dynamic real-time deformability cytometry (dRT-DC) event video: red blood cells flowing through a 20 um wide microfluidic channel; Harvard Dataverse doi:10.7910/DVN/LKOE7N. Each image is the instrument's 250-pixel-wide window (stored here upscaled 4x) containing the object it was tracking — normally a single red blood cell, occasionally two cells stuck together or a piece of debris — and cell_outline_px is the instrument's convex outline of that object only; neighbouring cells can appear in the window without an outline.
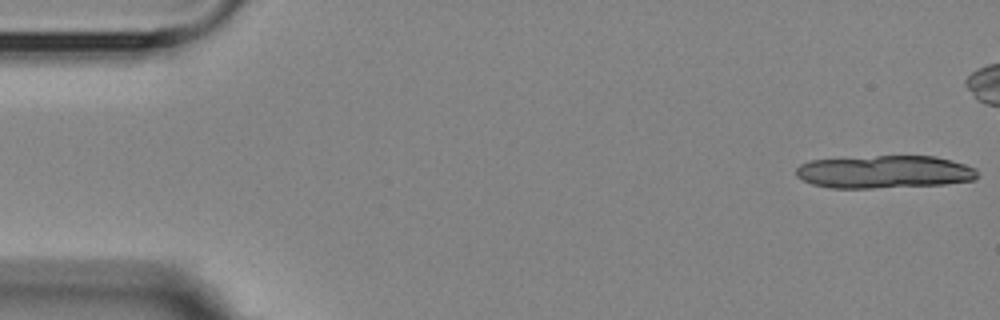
{"species": "Egyptian fruit bat (a non-hibernating species)", "species_latin": "Rousettus aegyptiacus", "temperature_condition": "room temperature", "stored_images_in_passage": 15, "camera_frame_rate_fps": 3000, "um_per_image_px": 0.085, "animal": {"sex": "female"}, "frame": {"image": 1, "passage_image": 1, "time_ms": 0.0, "image_size_px": [1000, 320], "cell_outline_px": [[976, 180], [944, 184], [872, 188], [832, 188], [812, 184], [796, 176], [796, 168], [800, 164], [812, 160], [876, 156], [932, 156], [952, 160], [976, 168]], "centroid_in_image_um": [75.17, 14.61], "position_along_channel_um": 9.8, "area_um2": 34.56}}
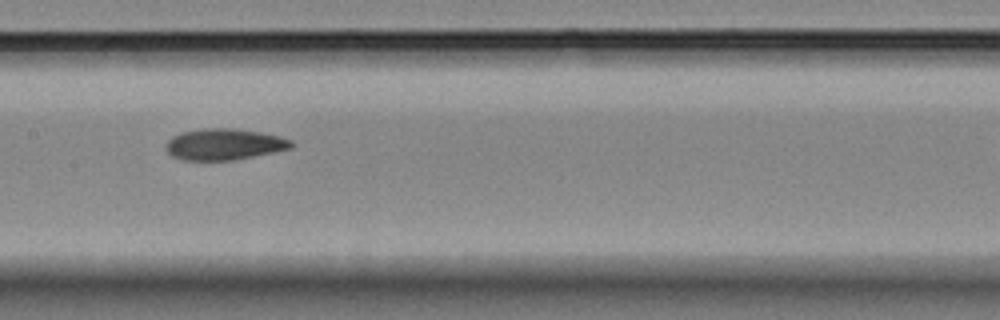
{"frame": {"image": 2, "passage_image": 10, "time_ms": 11.667, "image_size_px": [1000, 320], "cell_outline_px": [[296, 144], [292, 148], [232, 160], [180, 160], [172, 156], [164, 148], [164, 144], [172, 136], [180, 132], [204, 128], [232, 128], [260, 132], [280, 136], [292, 140]], "centroid_in_image_um": [19.03, 12.26], "position_along_channel_um": 188.4, "area_um2": 23.0}}
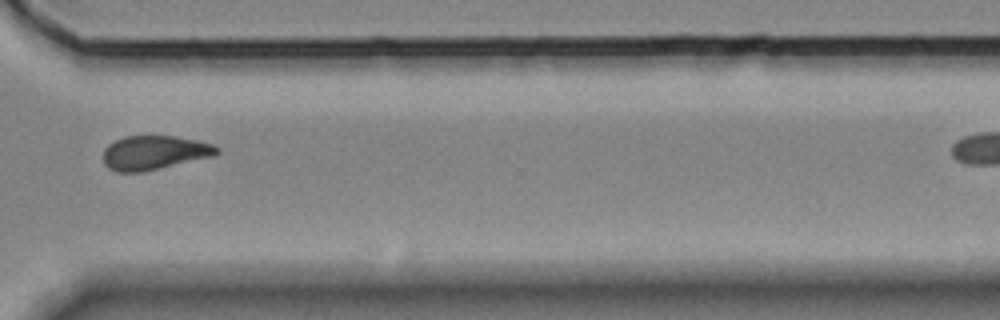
{"frame": {"image": 3, "passage_image": 14, "time_ms": 16.333, "image_size_px": [1000, 320], "cell_outline_px": [[220, 152], [212, 156], [144, 172], [116, 172], [108, 168], [104, 164], [104, 148], [108, 144], [124, 136], [172, 136], [196, 140], [212, 144], [220, 148]], "centroid_in_image_um": [13.09, 12.98], "position_along_channel_um": 357.5, "area_um2": 22.54}}